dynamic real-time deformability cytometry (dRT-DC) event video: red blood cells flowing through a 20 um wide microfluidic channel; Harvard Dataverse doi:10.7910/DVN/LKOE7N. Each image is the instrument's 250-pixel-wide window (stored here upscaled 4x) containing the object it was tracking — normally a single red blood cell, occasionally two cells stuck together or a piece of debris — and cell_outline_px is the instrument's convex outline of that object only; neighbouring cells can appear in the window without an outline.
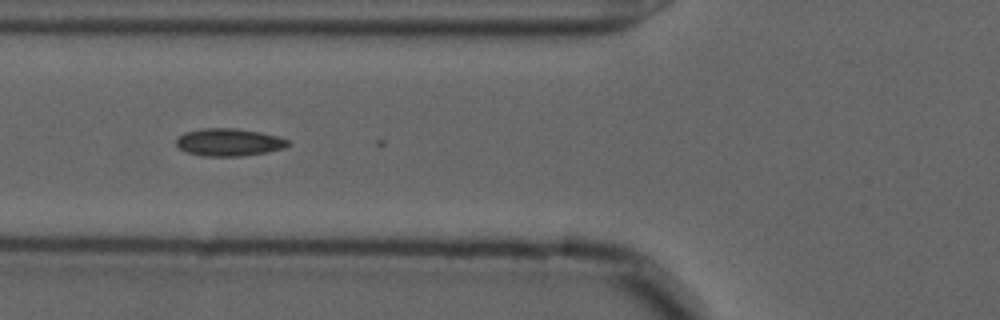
{"species": "common noctule bat (a hibernating species)", "species_latin": "Nyctalus noctula", "temperature_condition": "cold", "stored_images_in_passage": 5, "camera_frame_rate_fps": 3000, "um_per_image_px": 0.085, "animal": {"sex": "male", "forearm_length_mm": 52.5}, "frame": {"image": 1, "passage_image": 3, "time_ms": 0.667, "image_size_px": [1000, 320], "cell_outline_px": [[292, 144], [284, 148], [268, 152], [240, 156], [204, 156], [188, 152], [180, 148], [176, 144], [176, 140], [184, 132], [200, 128], [236, 128], [260, 132], [276, 136], [288, 140]], "centroid_in_image_um": [19.48, 12.08], "position_along_channel_um": 106.3, "area_um2": 17.92}}